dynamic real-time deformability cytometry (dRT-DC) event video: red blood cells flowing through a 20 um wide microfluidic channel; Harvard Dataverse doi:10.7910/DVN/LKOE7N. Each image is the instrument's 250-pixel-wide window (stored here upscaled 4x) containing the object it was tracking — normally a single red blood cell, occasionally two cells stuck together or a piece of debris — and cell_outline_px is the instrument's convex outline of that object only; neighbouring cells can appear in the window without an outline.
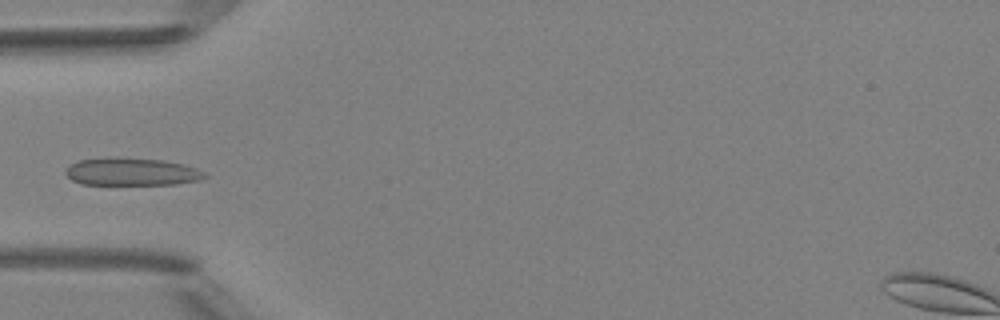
{"species": "Egyptian fruit bat (a non-hibernating species)", "species_latin": "Rousettus aegyptiacus", "temperature_condition": "room temperature", "stored_images_in_passage": 6, "camera_frame_rate_fps": 3000, "um_per_image_px": 0.085, "animal": {"sex": "female"}, "frame": {"image": 1, "passage_image": 5, "time_ms": 4.667, "image_size_px": [1000, 320], "cell_outline_px": [[208, 176], [200, 180], [176, 184], [80, 184], [72, 180], [64, 172], [76, 160], [108, 156], [120, 156], [164, 160], [184, 164], [196, 168], [204, 172]], "centroid_in_image_um": [11.18, 14.57], "position_along_channel_um": 73.8, "area_um2": 22.83}}
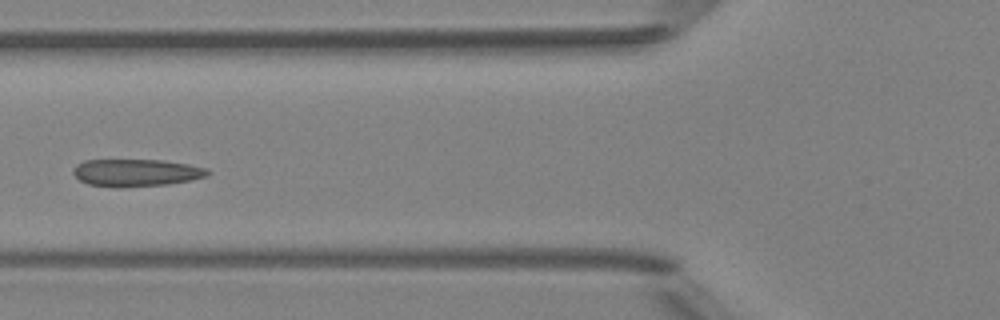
{"frame": {"image": 2, "passage_image": 6, "time_ms": 5.667, "image_size_px": [1000, 320], "cell_outline_px": [[212, 172], [208, 176], [168, 184], [120, 188], [116, 188], [88, 184], [80, 180], [72, 172], [72, 168], [76, 164], [84, 160], [164, 160], [188, 164], [204, 168]], "centroid_in_image_um": [11.54, 14.68], "position_along_channel_um": 114.3, "area_um2": 21.56}}